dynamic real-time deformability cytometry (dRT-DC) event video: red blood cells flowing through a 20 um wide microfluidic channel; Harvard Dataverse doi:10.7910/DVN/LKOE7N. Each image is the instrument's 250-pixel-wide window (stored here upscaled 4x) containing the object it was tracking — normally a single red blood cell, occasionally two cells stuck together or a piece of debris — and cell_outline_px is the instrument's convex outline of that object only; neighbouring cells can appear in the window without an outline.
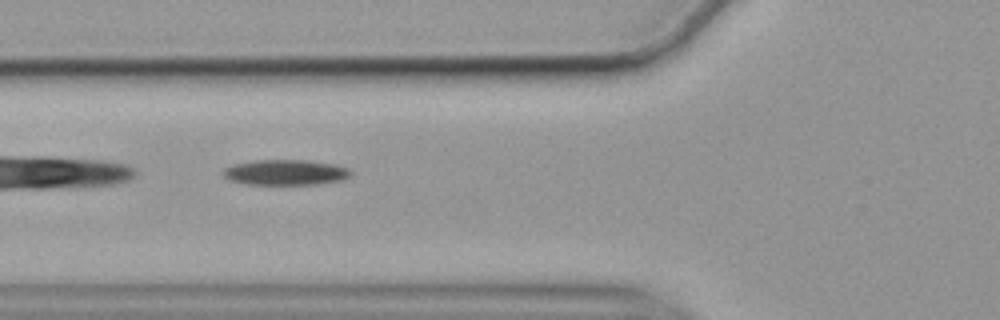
{"species": "common noctule bat (a hibernating species)", "species_latin": "Nyctalus noctula", "temperature_condition": "cold", "stored_images_in_passage": 32, "camera_frame_rate_fps": 3000, "um_per_image_px": 0.085, "animal": {"sex": "female", "body_mass_g": 19.9}, "frame": {"image": 1, "passage_image": 5, "time_ms": 1.333, "image_size_px": [1000, 320], "cell_outline_px": [[352, 172], [344, 180], [316, 184], [248, 184], [232, 180], [224, 176], [224, 168], [232, 164], [256, 160], [304, 160], [336, 164], [348, 168]], "centroid_in_image_um": [24.3, 14.64], "position_along_channel_um": 101.5, "area_um2": 18.79}}
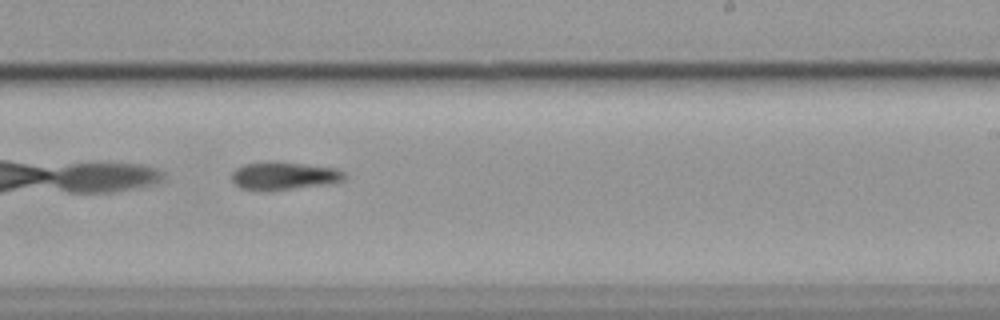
{"frame": {"image": 2, "passage_image": 19, "time_ms": 6.0, "image_size_px": [1000, 320], "cell_outline_px": [[344, 180], [328, 184], [268, 192], [240, 188], [232, 180], [232, 172], [236, 168], [244, 164], [304, 164], [336, 168], [344, 172]], "centroid_in_image_um": [24.14, 15.0], "position_along_channel_um": 264.9, "area_um2": 17.8}, "authors_computed_cell_mechanics": {"area_um2": 18.7561, "velocity_mm_per_s": 3.5133, "shape_relaxation_time_tau1_ms": 3.9551, "shape_relaxation_time_tau2_ms": null, "deformation_change_tau1": 0.0852, "deformation_change_tau2": null}}